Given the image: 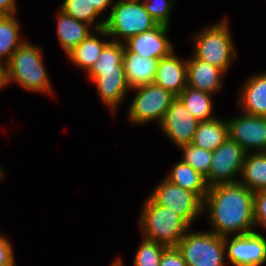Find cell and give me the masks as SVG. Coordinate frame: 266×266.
Listing matches in <instances>:
<instances>
[{
  "mask_svg": "<svg viewBox=\"0 0 266 266\" xmlns=\"http://www.w3.org/2000/svg\"><path fill=\"white\" fill-rule=\"evenodd\" d=\"M204 214L209 230L221 237L256 231L254 192L240 182L209 187L203 200Z\"/></svg>",
  "mask_w": 266,
  "mask_h": 266,
  "instance_id": "6da1fadb",
  "label": "cell"
},
{
  "mask_svg": "<svg viewBox=\"0 0 266 266\" xmlns=\"http://www.w3.org/2000/svg\"><path fill=\"white\" fill-rule=\"evenodd\" d=\"M42 46L25 40L6 63L7 86L15 83L27 92L52 96V81L44 64Z\"/></svg>",
  "mask_w": 266,
  "mask_h": 266,
  "instance_id": "7a4b0ae2",
  "label": "cell"
},
{
  "mask_svg": "<svg viewBox=\"0 0 266 266\" xmlns=\"http://www.w3.org/2000/svg\"><path fill=\"white\" fill-rule=\"evenodd\" d=\"M229 23L228 16L225 15L217 22L203 26L191 35L192 55L218 67L226 74L238 57V49Z\"/></svg>",
  "mask_w": 266,
  "mask_h": 266,
  "instance_id": "3957f363",
  "label": "cell"
},
{
  "mask_svg": "<svg viewBox=\"0 0 266 266\" xmlns=\"http://www.w3.org/2000/svg\"><path fill=\"white\" fill-rule=\"evenodd\" d=\"M143 200L137 221L141 237L167 247L177 246L192 226L169 208L155 204L148 196Z\"/></svg>",
  "mask_w": 266,
  "mask_h": 266,
  "instance_id": "277c9868",
  "label": "cell"
},
{
  "mask_svg": "<svg viewBox=\"0 0 266 266\" xmlns=\"http://www.w3.org/2000/svg\"><path fill=\"white\" fill-rule=\"evenodd\" d=\"M158 23L146 11L141 0H114L104 29L111 41L124 43L134 35L150 31Z\"/></svg>",
  "mask_w": 266,
  "mask_h": 266,
  "instance_id": "5b68a950",
  "label": "cell"
},
{
  "mask_svg": "<svg viewBox=\"0 0 266 266\" xmlns=\"http://www.w3.org/2000/svg\"><path fill=\"white\" fill-rule=\"evenodd\" d=\"M189 228L178 243L187 266H227L224 237Z\"/></svg>",
  "mask_w": 266,
  "mask_h": 266,
  "instance_id": "8992f818",
  "label": "cell"
},
{
  "mask_svg": "<svg viewBox=\"0 0 266 266\" xmlns=\"http://www.w3.org/2000/svg\"><path fill=\"white\" fill-rule=\"evenodd\" d=\"M131 90L135 93L128 104L126 116L129 123L140 126L155 122L159 127L176 96L154 83L138 86Z\"/></svg>",
  "mask_w": 266,
  "mask_h": 266,
  "instance_id": "52a82bcc",
  "label": "cell"
},
{
  "mask_svg": "<svg viewBox=\"0 0 266 266\" xmlns=\"http://www.w3.org/2000/svg\"><path fill=\"white\" fill-rule=\"evenodd\" d=\"M147 196L155 204L182 216L191 226L200 215L203 216V201L195 193L171 184L165 178Z\"/></svg>",
  "mask_w": 266,
  "mask_h": 266,
  "instance_id": "ba28073f",
  "label": "cell"
},
{
  "mask_svg": "<svg viewBox=\"0 0 266 266\" xmlns=\"http://www.w3.org/2000/svg\"><path fill=\"white\" fill-rule=\"evenodd\" d=\"M246 152L235 141H226L212 152L210 169L205 177L208 187L239 182Z\"/></svg>",
  "mask_w": 266,
  "mask_h": 266,
  "instance_id": "9c48e42d",
  "label": "cell"
},
{
  "mask_svg": "<svg viewBox=\"0 0 266 266\" xmlns=\"http://www.w3.org/2000/svg\"><path fill=\"white\" fill-rule=\"evenodd\" d=\"M226 260L232 266L266 264V236L258 231L224 237Z\"/></svg>",
  "mask_w": 266,
  "mask_h": 266,
  "instance_id": "30bf717a",
  "label": "cell"
},
{
  "mask_svg": "<svg viewBox=\"0 0 266 266\" xmlns=\"http://www.w3.org/2000/svg\"><path fill=\"white\" fill-rule=\"evenodd\" d=\"M228 138L237 142L246 153L266 152V116L239 115L226 118Z\"/></svg>",
  "mask_w": 266,
  "mask_h": 266,
  "instance_id": "8fae6325",
  "label": "cell"
},
{
  "mask_svg": "<svg viewBox=\"0 0 266 266\" xmlns=\"http://www.w3.org/2000/svg\"><path fill=\"white\" fill-rule=\"evenodd\" d=\"M199 122L176 97L171 102L159 128L175 148H179L192 143Z\"/></svg>",
  "mask_w": 266,
  "mask_h": 266,
  "instance_id": "7c38bea8",
  "label": "cell"
},
{
  "mask_svg": "<svg viewBox=\"0 0 266 266\" xmlns=\"http://www.w3.org/2000/svg\"><path fill=\"white\" fill-rule=\"evenodd\" d=\"M92 82L95 85L97 97L100 102L110 110L113 117H116V111L131 92L129 87L125 69H109L100 70V73L93 78Z\"/></svg>",
  "mask_w": 266,
  "mask_h": 266,
  "instance_id": "4fadbf2b",
  "label": "cell"
},
{
  "mask_svg": "<svg viewBox=\"0 0 266 266\" xmlns=\"http://www.w3.org/2000/svg\"><path fill=\"white\" fill-rule=\"evenodd\" d=\"M171 26L158 24L150 31L132 36L124 46L130 51L140 54L143 58L161 59L175 50V44L171 41Z\"/></svg>",
  "mask_w": 266,
  "mask_h": 266,
  "instance_id": "5bb4252c",
  "label": "cell"
},
{
  "mask_svg": "<svg viewBox=\"0 0 266 266\" xmlns=\"http://www.w3.org/2000/svg\"><path fill=\"white\" fill-rule=\"evenodd\" d=\"M236 103L245 114L266 116V70L250 74L244 79Z\"/></svg>",
  "mask_w": 266,
  "mask_h": 266,
  "instance_id": "9a60e30c",
  "label": "cell"
},
{
  "mask_svg": "<svg viewBox=\"0 0 266 266\" xmlns=\"http://www.w3.org/2000/svg\"><path fill=\"white\" fill-rule=\"evenodd\" d=\"M175 51L159 60L153 83L178 97L187 87V57L177 56Z\"/></svg>",
  "mask_w": 266,
  "mask_h": 266,
  "instance_id": "2e32d148",
  "label": "cell"
},
{
  "mask_svg": "<svg viewBox=\"0 0 266 266\" xmlns=\"http://www.w3.org/2000/svg\"><path fill=\"white\" fill-rule=\"evenodd\" d=\"M226 73L216 66L195 58H187V86L213 95L219 94L224 86Z\"/></svg>",
  "mask_w": 266,
  "mask_h": 266,
  "instance_id": "e0dca14e",
  "label": "cell"
},
{
  "mask_svg": "<svg viewBox=\"0 0 266 266\" xmlns=\"http://www.w3.org/2000/svg\"><path fill=\"white\" fill-rule=\"evenodd\" d=\"M110 41L111 38L104 28L95 30L66 56L74 67L83 70L86 74Z\"/></svg>",
  "mask_w": 266,
  "mask_h": 266,
  "instance_id": "ac0fdd59",
  "label": "cell"
},
{
  "mask_svg": "<svg viewBox=\"0 0 266 266\" xmlns=\"http://www.w3.org/2000/svg\"><path fill=\"white\" fill-rule=\"evenodd\" d=\"M55 15L57 39L60 48L66 55L95 31L91 25L76 20L60 8H58Z\"/></svg>",
  "mask_w": 266,
  "mask_h": 266,
  "instance_id": "d6986e66",
  "label": "cell"
},
{
  "mask_svg": "<svg viewBox=\"0 0 266 266\" xmlns=\"http://www.w3.org/2000/svg\"><path fill=\"white\" fill-rule=\"evenodd\" d=\"M160 59L143 58L140 54L130 52L124 46L123 62L129 87L135 88L154 82Z\"/></svg>",
  "mask_w": 266,
  "mask_h": 266,
  "instance_id": "ffe728a7",
  "label": "cell"
},
{
  "mask_svg": "<svg viewBox=\"0 0 266 266\" xmlns=\"http://www.w3.org/2000/svg\"><path fill=\"white\" fill-rule=\"evenodd\" d=\"M164 178L171 184L195 193L202 201L208 192L205 177L182 160L174 163Z\"/></svg>",
  "mask_w": 266,
  "mask_h": 266,
  "instance_id": "44dd1931",
  "label": "cell"
},
{
  "mask_svg": "<svg viewBox=\"0 0 266 266\" xmlns=\"http://www.w3.org/2000/svg\"><path fill=\"white\" fill-rule=\"evenodd\" d=\"M228 138V126L226 118L217 117L200 121L194 134L193 145L204 150L214 151L221 146Z\"/></svg>",
  "mask_w": 266,
  "mask_h": 266,
  "instance_id": "7402d4cb",
  "label": "cell"
},
{
  "mask_svg": "<svg viewBox=\"0 0 266 266\" xmlns=\"http://www.w3.org/2000/svg\"><path fill=\"white\" fill-rule=\"evenodd\" d=\"M239 182L254 193L266 190V152L245 154Z\"/></svg>",
  "mask_w": 266,
  "mask_h": 266,
  "instance_id": "603a6c76",
  "label": "cell"
},
{
  "mask_svg": "<svg viewBox=\"0 0 266 266\" xmlns=\"http://www.w3.org/2000/svg\"><path fill=\"white\" fill-rule=\"evenodd\" d=\"M17 14L0 15V59L7 63L25 41L21 36V22Z\"/></svg>",
  "mask_w": 266,
  "mask_h": 266,
  "instance_id": "cb8c5ba5",
  "label": "cell"
},
{
  "mask_svg": "<svg viewBox=\"0 0 266 266\" xmlns=\"http://www.w3.org/2000/svg\"><path fill=\"white\" fill-rule=\"evenodd\" d=\"M213 96L211 93L187 86L178 98L198 121H207L217 117L214 114Z\"/></svg>",
  "mask_w": 266,
  "mask_h": 266,
  "instance_id": "d4e9b609",
  "label": "cell"
},
{
  "mask_svg": "<svg viewBox=\"0 0 266 266\" xmlns=\"http://www.w3.org/2000/svg\"><path fill=\"white\" fill-rule=\"evenodd\" d=\"M124 43L110 41L101 51L97 61L86 73L88 83L95 78L100 70L125 69L123 62Z\"/></svg>",
  "mask_w": 266,
  "mask_h": 266,
  "instance_id": "484cf974",
  "label": "cell"
},
{
  "mask_svg": "<svg viewBox=\"0 0 266 266\" xmlns=\"http://www.w3.org/2000/svg\"><path fill=\"white\" fill-rule=\"evenodd\" d=\"M60 5L59 8L66 14L91 25L95 30L102 29L105 26V18H102L89 0H63Z\"/></svg>",
  "mask_w": 266,
  "mask_h": 266,
  "instance_id": "4316f807",
  "label": "cell"
},
{
  "mask_svg": "<svg viewBox=\"0 0 266 266\" xmlns=\"http://www.w3.org/2000/svg\"><path fill=\"white\" fill-rule=\"evenodd\" d=\"M178 150L182 152L180 160L190 165L204 177L208 175L212 151L204 150L203 148H199L191 143L179 147Z\"/></svg>",
  "mask_w": 266,
  "mask_h": 266,
  "instance_id": "83f0119b",
  "label": "cell"
},
{
  "mask_svg": "<svg viewBox=\"0 0 266 266\" xmlns=\"http://www.w3.org/2000/svg\"><path fill=\"white\" fill-rule=\"evenodd\" d=\"M141 239L133 259V266H159L167 246L144 237Z\"/></svg>",
  "mask_w": 266,
  "mask_h": 266,
  "instance_id": "f1b7e54d",
  "label": "cell"
},
{
  "mask_svg": "<svg viewBox=\"0 0 266 266\" xmlns=\"http://www.w3.org/2000/svg\"><path fill=\"white\" fill-rule=\"evenodd\" d=\"M142 2L146 11L158 24L171 25L170 19L176 0H145Z\"/></svg>",
  "mask_w": 266,
  "mask_h": 266,
  "instance_id": "f546056e",
  "label": "cell"
},
{
  "mask_svg": "<svg viewBox=\"0 0 266 266\" xmlns=\"http://www.w3.org/2000/svg\"><path fill=\"white\" fill-rule=\"evenodd\" d=\"M254 220L256 231H266V190L254 193Z\"/></svg>",
  "mask_w": 266,
  "mask_h": 266,
  "instance_id": "4dcf8cb0",
  "label": "cell"
},
{
  "mask_svg": "<svg viewBox=\"0 0 266 266\" xmlns=\"http://www.w3.org/2000/svg\"><path fill=\"white\" fill-rule=\"evenodd\" d=\"M6 235L0 233V266H17L13 243Z\"/></svg>",
  "mask_w": 266,
  "mask_h": 266,
  "instance_id": "1f68e13d",
  "label": "cell"
},
{
  "mask_svg": "<svg viewBox=\"0 0 266 266\" xmlns=\"http://www.w3.org/2000/svg\"><path fill=\"white\" fill-rule=\"evenodd\" d=\"M159 266H187L184 257L177 246L164 249Z\"/></svg>",
  "mask_w": 266,
  "mask_h": 266,
  "instance_id": "d6a6232c",
  "label": "cell"
},
{
  "mask_svg": "<svg viewBox=\"0 0 266 266\" xmlns=\"http://www.w3.org/2000/svg\"><path fill=\"white\" fill-rule=\"evenodd\" d=\"M89 1L90 4L93 5V7L96 9V11L102 16V18L105 19L109 16L111 8L114 3V0H89ZM105 13L108 14L104 15Z\"/></svg>",
  "mask_w": 266,
  "mask_h": 266,
  "instance_id": "836d02e7",
  "label": "cell"
},
{
  "mask_svg": "<svg viewBox=\"0 0 266 266\" xmlns=\"http://www.w3.org/2000/svg\"><path fill=\"white\" fill-rule=\"evenodd\" d=\"M17 5V0H0V15L17 14Z\"/></svg>",
  "mask_w": 266,
  "mask_h": 266,
  "instance_id": "e575fe53",
  "label": "cell"
},
{
  "mask_svg": "<svg viewBox=\"0 0 266 266\" xmlns=\"http://www.w3.org/2000/svg\"><path fill=\"white\" fill-rule=\"evenodd\" d=\"M7 88V69L6 63L0 59V90Z\"/></svg>",
  "mask_w": 266,
  "mask_h": 266,
  "instance_id": "d590c367",
  "label": "cell"
},
{
  "mask_svg": "<svg viewBox=\"0 0 266 266\" xmlns=\"http://www.w3.org/2000/svg\"><path fill=\"white\" fill-rule=\"evenodd\" d=\"M2 164H0V180L2 181L5 177H6V174H5V169L4 167L1 166Z\"/></svg>",
  "mask_w": 266,
  "mask_h": 266,
  "instance_id": "8d00e7d4",
  "label": "cell"
}]
</instances>
